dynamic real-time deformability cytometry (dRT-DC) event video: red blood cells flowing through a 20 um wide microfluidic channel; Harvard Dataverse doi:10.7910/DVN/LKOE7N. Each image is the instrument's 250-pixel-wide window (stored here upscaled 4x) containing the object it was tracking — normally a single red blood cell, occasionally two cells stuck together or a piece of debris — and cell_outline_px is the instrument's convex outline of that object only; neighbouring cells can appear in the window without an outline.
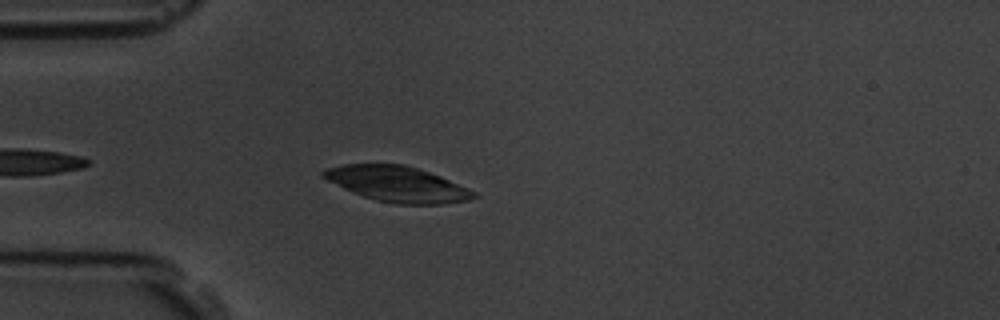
{"species": "common noctule bat (a hibernating species)", "species_latin": "Nyctalus noctula", "temperature_condition": "room temperature", "stored_images_in_passage": 14, "camera_frame_rate_fps": 3000, "um_per_image_px": 0.085, "animal": {"sex": "male", "body_mass_g": 19.5, "forearm_length_mm": 54.6}, "frame": {"image": 1, "passage_image": 5, "time_ms": 1.333, "image_size_px": [1000, 320], "cell_outline_px": [[480, 196], [468, 200], [444, 204], [396, 204], [376, 200], [352, 192], [320, 176], [320, 172], [328, 168], [344, 164], [404, 164], [440, 176], [468, 188], [476, 192]], "centroid_in_image_um": [33.79, 15.65], "position_along_channel_um": 51.2, "area_um2": 30.92}}
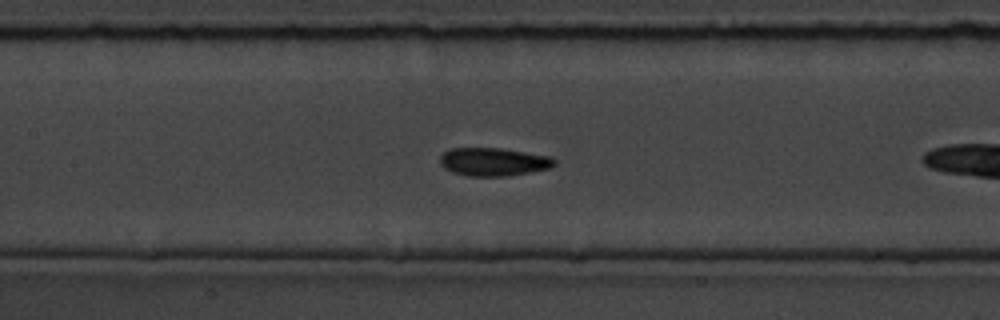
{"frame": {"image": 2, "passage_image": 12, "time_ms": 3.667, "image_size_px": [1000, 320], "cell_outline_px": [[556, 164], [548, 168], [508, 176], [468, 176], [452, 172], [444, 168], [440, 164], [440, 156], [444, 152], [452, 148], [500, 148], [552, 156], [556, 160]], "centroid_in_image_um": [41.94, 13.75], "position_along_channel_um": 165.5, "area_um2": 18.79}}